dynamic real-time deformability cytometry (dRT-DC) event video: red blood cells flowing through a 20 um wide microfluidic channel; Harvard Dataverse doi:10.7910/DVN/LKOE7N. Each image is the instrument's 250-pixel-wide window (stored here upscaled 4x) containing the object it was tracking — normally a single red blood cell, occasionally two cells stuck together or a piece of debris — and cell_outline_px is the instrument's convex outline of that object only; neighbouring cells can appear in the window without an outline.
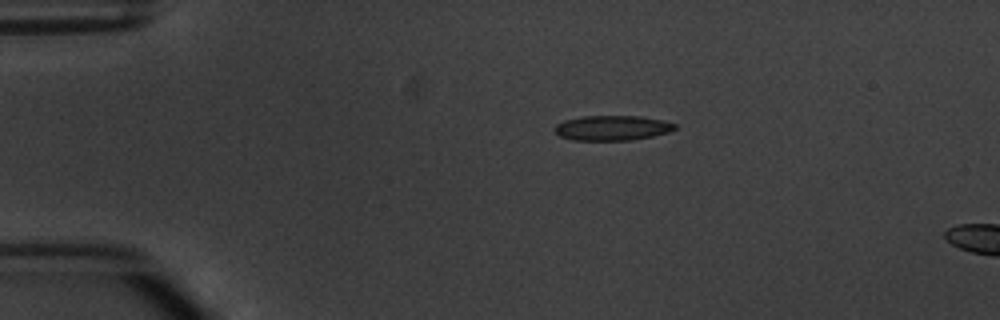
{"species": "common noctule bat (a hibernating species)", "species_latin": "Nyctalus noctula", "temperature_condition": "warm", "stored_images_in_passage": 4, "camera_frame_rate_fps": 3000, "um_per_image_px": 0.085, "animal": {"sex": "male", "body_mass_g": 20.1, "forearm_length_mm": 53.5}, "frame": {"image": 1, "passage_image": 4, "time_ms": 3.667, "image_size_px": [1000, 320], "cell_outline_px": [[676, 128], [668, 132], [652, 136], [632, 140], [572, 140], [560, 136], [552, 128], [556, 124], [564, 120], [580, 116], [640, 116], [660, 120], [676, 124]], "centroid_in_image_um": [51.98, 10.87], "position_along_channel_um": 33.0, "area_um2": 17.46}}